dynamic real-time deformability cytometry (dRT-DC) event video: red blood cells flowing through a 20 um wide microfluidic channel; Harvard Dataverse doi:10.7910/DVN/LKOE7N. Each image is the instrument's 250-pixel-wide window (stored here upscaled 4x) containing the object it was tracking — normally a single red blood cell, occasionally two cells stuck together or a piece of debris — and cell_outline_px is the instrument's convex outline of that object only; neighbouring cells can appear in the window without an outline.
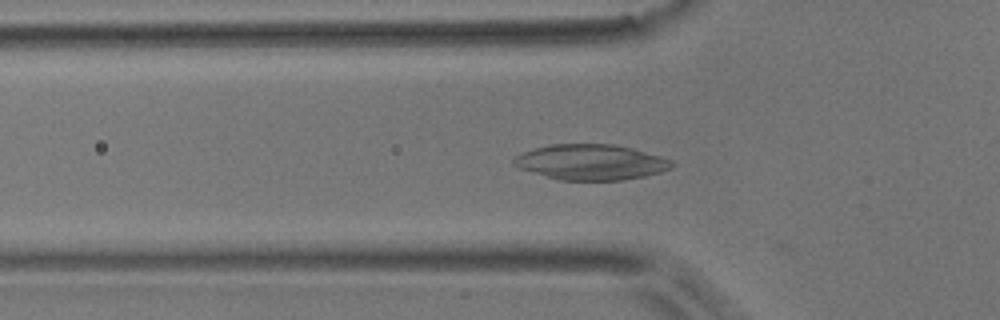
{"species": "common noctule bat (a hibernating species)", "species_latin": "Nyctalus noctula", "temperature_condition": "room temperature", "stored_images_in_passage": 40, "camera_frame_rate_fps": 3000, "um_per_image_px": 0.085, "animal": {"sex": "male", "body_mass_g": 17.9}, "frame": {"image": 1, "passage_image": 4, "time_ms": 1.0, "image_size_px": [1000, 320], "cell_outline_px": [[676, 164], [672, 168], [660, 172], [644, 176], [624, 180], [560, 180], [520, 168], [512, 164], [512, 160], [516, 156], [524, 152], [536, 148], [552, 144], [616, 144], [632, 148], [660, 156], [672, 160]], "centroid_in_image_um": [50.27, 13.78], "position_along_channel_um": 75.5, "area_um2": 32.54}}
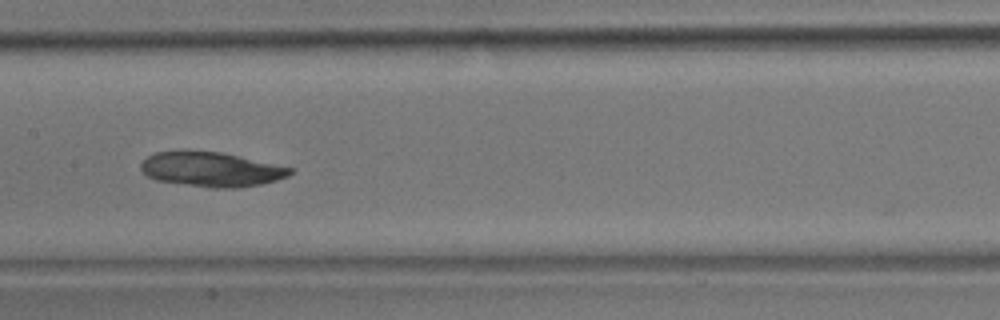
{"frame": {"image": 2, "passage_image": 13, "time_ms": 4.0, "image_size_px": [1000, 320], "cell_outline_px": [[292, 172], [288, 176], [276, 180], [260, 184], [240, 188], [212, 188], [156, 180], [148, 176], [140, 168], [140, 164], [148, 156], [156, 152], [188, 148], [220, 152], [292, 168]], "centroid_in_image_um": [17.9, 14.37], "position_along_channel_um": 189.5, "area_um2": 30.35}}
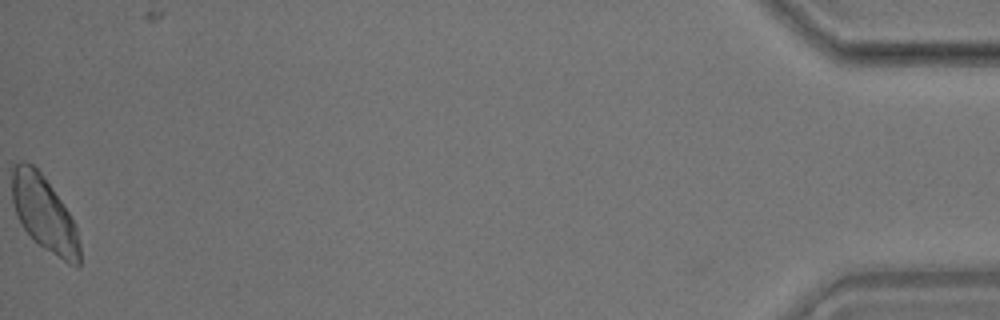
{"frame": {"image": 3, "passage_image": 40, "time_ms": 13.0, "image_size_px": [1000, 320], "cell_outline_px": [[80, 264], [76, 268], [68, 264], [44, 248], [24, 228], [16, 212], [12, 200], [12, 164], [20, 160], [24, 160], [32, 164], [40, 172], [52, 188], [76, 224], [80, 244]], "centroid_in_image_um": [3.77, 18.15], "position_along_channel_um": 431.4, "area_um2": 29.36}}